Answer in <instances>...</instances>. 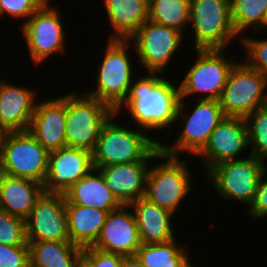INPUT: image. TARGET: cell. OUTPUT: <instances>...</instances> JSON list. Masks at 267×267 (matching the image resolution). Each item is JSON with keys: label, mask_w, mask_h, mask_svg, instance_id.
I'll return each instance as SVG.
<instances>
[{"label": "cell", "mask_w": 267, "mask_h": 267, "mask_svg": "<svg viewBox=\"0 0 267 267\" xmlns=\"http://www.w3.org/2000/svg\"><path fill=\"white\" fill-rule=\"evenodd\" d=\"M247 147L249 138L245 119L225 116L212 131L205 148L197 156L204 158L203 166L209 171L222 162L237 160L239 153Z\"/></svg>", "instance_id": "cell-16"}, {"label": "cell", "mask_w": 267, "mask_h": 267, "mask_svg": "<svg viewBox=\"0 0 267 267\" xmlns=\"http://www.w3.org/2000/svg\"><path fill=\"white\" fill-rule=\"evenodd\" d=\"M183 33L177 29L155 23L144 22L130 38L139 56L141 66L147 72H164L181 44Z\"/></svg>", "instance_id": "cell-13"}, {"label": "cell", "mask_w": 267, "mask_h": 267, "mask_svg": "<svg viewBox=\"0 0 267 267\" xmlns=\"http://www.w3.org/2000/svg\"><path fill=\"white\" fill-rule=\"evenodd\" d=\"M120 267H143L136 256L123 257Z\"/></svg>", "instance_id": "cell-37"}, {"label": "cell", "mask_w": 267, "mask_h": 267, "mask_svg": "<svg viewBox=\"0 0 267 267\" xmlns=\"http://www.w3.org/2000/svg\"><path fill=\"white\" fill-rule=\"evenodd\" d=\"M66 94V147L93 152L103 124L115 113L105 102L91 96Z\"/></svg>", "instance_id": "cell-3"}, {"label": "cell", "mask_w": 267, "mask_h": 267, "mask_svg": "<svg viewBox=\"0 0 267 267\" xmlns=\"http://www.w3.org/2000/svg\"><path fill=\"white\" fill-rule=\"evenodd\" d=\"M54 7V8H53ZM50 6L46 0L30 17L21 25L23 38L29 49L33 63L41 64L50 55L61 53L65 49V30L63 28L59 10Z\"/></svg>", "instance_id": "cell-12"}, {"label": "cell", "mask_w": 267, "mask_h": 267, "mask_svg": "<svg viewBox=\"0 0 267 267\" xmlns=\"http://www.w3.org/2000/svg\"><path fill=\"white\" fill-rule=\"evenodd\" d=\"M114 35L109 39L130 40L148 20V0H103Z\"/></svg>", "instance_id": "cell-24"}, {"label": "cell", "mask_w": 267, "mask_h": 267, "mask_svg": "<svg viewBox=\"0 0 267 267\" xmlns=\"http://www.w3.org/2000/svg\"><path fill=\"white\" fill-rule=\"evenodd\" d=\"M196 49H226L237 34L229 0H190V20Z\"/></svg>", "instance_id": "cell-10"}, {"label": "cell", "mask_w": 267, "mask_h": 267, "mask_svg": "<svg viewBox=\"0 0 267 267\" xmlns=\"http://www.w3.org/2000/svg\"><path fill=\"white\" fill-rule=\"evenodd\" d=\"M234 32L240 37L247 28L259 31L267 12V0H229ZM245 29V30H244Z\"/></svg>", "instance_id": "cell-29"}, {"label": "cell", "mask_w": 267, "mask_h": 267, "mask_svg": "<svg viewBox=\"0 0 267 267\" xmlns=\"http://www.w3.org/2000/svg\"><path fill=\"white\" fill-rule=\"evenodd\" d=\"M129 205L108 212L96 243L98 250L126 256H135L141 246L134 212Z\"/></svg>", "instance_id": "cell-17"}, {"label": "cell", "mask_w": 267, "mask_h": 267, "mask_svg": "<svg viewBox=\"0 0 267 267\" xmlns=\"http://www.w3.org/2000/svg\"><path fill=\"white\" fill-rule=\"evenodd\" d=\"M75 267H92V265L83 256H81L76 262Z\"/></svg>", "instance_id": "cell-38"}, {"label": "cell", "mask_w": 267, "mask_h": 267, "mask_svg": "<svg viewBox=\"0 0 267 267\" xmlns=\"http://www.w3.org/2000/svg\"><path fill=\"white\" fill-rule=\"evenodd\" d=\"M223 50H195L198 57L179 84L182 100L194 93L201 94L198 99L220 100L231 69L236 64L222 55Z\"/></svg>", "instance_id": "cell-8"}, {"label": "cell", "mask_w": 267, "mask_h": 267, "mask_svg": "<svg viewBox=\"0 0 267 267\" xmlns=\"http://www.w3.org/2000/svg\"><path fill=\"white\" fill-rule=\"evenodd\" d=\"M46 0H0V17L3 15L11 18L23 19L29 17L45 2Z\"/></svg>", "instance_id": "cell-33"}, {"label": "cell", "mask_w": 267, "mask_h": 267, "mask_svg": "<svg viewBox=\"0 0 267 267\" xmlns=\"http://www.w3.org/2000/svg\"><path fill=\"white\" fill-rule=\"evenodd\" d=\"M27 242L70 241L64 194L45 193L25 219Z\"/></svg>", "instance_id": "cell-14"}, {"label": "cell", "mask_w": 267, "mask_h": 267, "mask_svg": "<svg viewBox=\"0 0 267 267\" xmlns=\"http://www.w3.org/2000/svg\"><path fill=\"white\" fill-rule=\"evenodd\" d=\"M35 92L0 80V133L28 131L37 103Z\"/></svg>", "instance_id": "cell-19"}, {"label": "cell", "mask_w": 267, "mask_h": 267, "mask_svg": "<svg viewBox=\"0 0 267 267\" xmlns=\"http://www.w3.org/2000/svg\"><path fill=\"white\" fill-rule=\"evenodd\" d=\"M187 254L174 238L164 243L141 244L135 256L143 267H187Z\"/></svg>", "instance_id": "cell-27"}, {"label": "cell", "mask_w": 267, "mask_h": 267, "mask_svg": "<svg viewBox=\"0 0 267 267\" xmlns=\"http://www.w3.org/2000/svg\"><path fill=\"white\" fill-rule=\"evenodd\" d=\"M0 243L7 246H28L25 220L1 209Z\"/></svg>", "instance_id": "cell-31"}, {"label": "cell", "mask_w": 267, "mask_h": 267, "mask_svg": "<svg viewBox=\"0 0 267 267\" xmlns=\"http://www.w3.org/2000/svg\"><path fill=\"white\" fill-rule=\"evenodd\" d=\"M141 244L164 243L175 238L170 211L160 208L146 197L132 202Z\"/></svg>", "instance_id": "cell-21"}, {"label": "cell", "mask_w": 267, "mask_h": 267, "mask_svg": "<svg viewBox=\"0 0 267 267\" xmlns=\"http://www.w3.org/2000/svg\"><path fill=\"white\" fill-rule=\"evenodd\" d=\"M147 76L132 82L129 95L124 103L115 111L119 114L123 107L129 109L128 114L136 124L147 130L168 128L177 122V110L180 102V87L158 72H147Z\"/></svg>", "instance_id": "cell-1"}, {"label": "cell", "mask_w": 267, "mask_h": 267, "mask_svg": "<svg viewBox=\"0 0 267 267\" xmlns=\"http://www.w3.org/2000/svg\"><path fill=\"white\" fill-rule=\"evenodd\" d=\"M148 161L100 167L107 187L122 205H130L145 195Z\"/></svg>", "instance_id": "cell-20"}, {"label": "cell", "mask_w": 267, "mask_h": 267, "mask_svg": "<svg viewBox=\"0 0 267 267\" xmlns=\"http://www.w3.org/2000/svg\"><path fill=\"white\" fill-rule=\"evenodd\" d=\"M248 127L249 155L264 162L267 159V106L255 110L245 118Z\"/></svg>", "instance_id": "cell-30"}, {"label": "cell", "mask_w": 267, "mask_h": 267, "mask_svg": "<svg viewBox=\"0 0 267 267\" xmlns=\"http://www.w3.org/2000/svg\"><path fill=\"white\" fill-rule=\"evenodd\" d=\"M195 104V109L188 116L183 113V108L188 106V103L180 99L176 117L177 120L184 117L183 130L170 146L160 143L161 152L164 154L178 157L180 153L186 152L197 156L205 148L212 131L225 117L218 100L198 99Z\"/></svg>", "instance_id": "cell-6"}, {"label": "cell", "mask_w": 267, "mask_h": 267, "mask_svg": "<svg viewBox=\"0 0 267 267\" xmlns=\"http://www.w3.org/2000/svg\"><path fill=\"white\" fill-rule=\"evenodd\" d=\"M267 77L244 62L231 69L219 100L226 117L245 119L255 110L267 106Z\"/></svg>", "instance_id": "cell-7"}, {"label": "cell", "mask_w": 267, "mask_h": 267, "mask_svg": "<svg viewBox=\"0 0 267 267\" xmlns=\"http://www.w3.org/2000/svg\"><path fill=\"white\" fill-rule=\"evenodd\" d=\"M108 212L80 205H66L70 242L79 247L93 246L102 230Z\"/></svg>", "instance_id": "cell-25"}, {"label": "cell", "mask_w": 267, "mask_h": 267, "mask_svg": "<svg viewBox=\"0 0 267 267\" xmlns=\"http://www.w3.org/2000/svg\"><path fill=\"white\" fill-rule=\"evenodd\" d=\"M29 266V246H7L0 243V267Z\"/></svg>", "instance_id": "cell-34"}, {"label": "cell", "mask_w": 267, "mask_h": 267, "mask_svg": "<svg viewBox=\"0 0 267 267\" xmlns=\"http://www.w3.org/2000/svg\"><path fill=\"white\" fill-rule=\"evenodd\" d=\"M64 195L66 205L86 206L107 212L114 211L122 206L107 187L101 172L96 168L90 170Z\"/></svg>", "instance_id": "cell-23"}, {"label": "cell", "mask_w": 267, "mask_h": 267, "mask_svg": "<svg viewBox=\"0 0 267 267\" xmlns=\"http://www.w3.org/2000/svg\"><path fill=\"white\" fill-rule=\"evenodd\" d=\"M130 40L109 39L101 65L98 67L97 87L87 94L105 102L116 111L127 99L133 80L128 56Z\"/></svg>", "instance_id": "cell-5"}, {"label": "cell", "mask_w": 267, "mask_h": 267, "mask_svg": "<svg viewBox=\"0 0 267 267\" xmlns=\"http://www.w3.org/2000/svg\"><path fill=\"white\" fill-rule=\"evenodd\" d=\"M267 166H265L259 182L256 186L255 197L252 204L249 206L248 214L251 215L252 218L262 219L267 215V179L263 178L267 174Z\"/></svg>", "instance_id": "cell-36"}, {"label": "cell", "mask_w": 267, "mask_h": 267, "mask_svg": "<svg viewBox=\"0 0 267 267\" xmlns=\"http://www.w3.org/2000/svg\"><path fill=\"white\" fill-rule=\"evenodd\" d=\"M92 169V153L85 149L64 147L49 152L44 192L65 194Z\"/></svg>", "instance_id": "cell-15"}, {"label": "cell", "mask_w": 267, "mask_h": 267, "mask_svg": "<svg viewBox=\"0 0 267 267\" xmlns=\"http://www.w3.org/2000/svg\"><path fill=\"white\" fill-rule=\"evenodd\" d=\"M265 29V28H267V12H266V16H265V19H264V21H263V26H262V29Z\"/></svg>", "instance_id": "cell-39"}, {"label": "cell", "mask_w": 267, "mask_h": 267, "mask_svg": "<svg viewBox=\"0 0 267 267\" xmlns=\"http://www.w3.org/2000/svg\"><path fill=\"white\" fill-rule=\"evenodd\" d=\"M240 38V43L243 44L247 52L244 63L267 77V39L257 40L248 36Z\"/></svg>", "instance_id": "cell-32"}, {"label": "cell", "mask_w": 267, "mask_h": 267, "mask_svg": "<svg viewBox=\"0 0 267 267\" xmlns=\"http://www.w3.org/2000/svg\"><path fill=\"white\" fill-rule=\"evenodd\" d=\"M115 112L103 124L92 152L93 168L156 159L161 152L159 141L151 139L142 129L133 131L113 122Z\"/></svg>", "instance_id": "cell-2"}, {"label": "cell", "mask_w": 267, "mask_h": 267, "mask_svg": "<svg viewBox=\"0 0 267 267\" xmlns=\"http://www.w3.org/2000/svg\"><path fill=\"white\" fill-rule=\"evenodd\" d=\"M66 95L36 103L28 132L48 152L66 147Z\"/></svg>", "instance_id": "cell-18"}, {"label": "cell", "mask_w": 267, "mask_h": 267, "mask_svg": "<svg viewBox=\"0 0 267 267\" xmlns=\"http://www.w3.org/2000/svg\"><path fill=\"white\" fill-rule=\"evenodd\" d=\"M49 152L28 131L0 133V173L44 184Z\"/></svg>", "instance_id": "cell-4"}, {"label": "cell", "mask_w": 267, "mask_h": 267, "mask_svg": "<svg viewBox=\"0 0 267 267\" xmlns=\"http://www.w3.org/2000/svg\"><path fill=\"white\" fill-rule=\"evenodd\" d=\"M82 256L92 267H120L123 256L98 250L92 246L82 249Z\"/></svg>", "instance_id": "cell-35"}, {"label": "cell", "mask_w": 267, "mask_h": 267, "mask_svg": "<svg viewBox=\"0 0 267 267\" xmlns=\"http://www.w3.org/2000/svg\"><path fill=\"white\" fill-rule=\"evenodd\" d=\"M43 192L37 181L0 173V209L11 215L25 220Z\"/></svg>", "instance_id": "cell-22"}, {"label": "cell", "mask_w": 267, "mask_h": 267, "mask_svg": "<svg viewBox=\"0 0 267 267\" xmlns=\"http://www.w3.org/2000/svg\"><path fill=\"white\" fill-rule=\"evenodd\" d=\"M157 159L167 161L150 167L144 197L175 214L181 201L191 190V172L179 157L160 152Z\"/></svg>", "instance_id": "cell-9"}, {"label": "cell", "mask_w": 267, "mask_h": 267, "mask_svg": "<svg viewBox=\"0 0 267 267\" xmlns=\"http://www.w3.org/2000/svg\"><path fill=\"white\" fill-rule=\"evenodd\" d=\"M29 267H75L82 248L70 241L27 242Z\"/></svg>", "instance_id": "cell-26"}, {"label": "cell", "mask_w": 267, "mask_h": 267, "mask_svg": "<svg viewBox=\"0 0 267 267\" xmlns=\"http://www.w3.org/2000/svg\"><path fill=\"white\" fill-rule=\"evenodd\" d=\"M265 166L263 160L250 155L246 159L225 161L212 167L207 177L220 197L250 206Z\"/></svg>", "instance_id": "cell-11"}, {"label": "cell", "mask_w": 267, "mask_h": 267, "mask_svg": "<svg viewBox=\"0 0 267 267\" xmlns=\"http://www.w3.org/2000/svg\"><path fill=\"white\" fill-rule=\"evenodd\" d=\"M148 19L184 34L190 20V0H148Z\"/></svg>", "instance_id": "cell-28"}]
</instances>
